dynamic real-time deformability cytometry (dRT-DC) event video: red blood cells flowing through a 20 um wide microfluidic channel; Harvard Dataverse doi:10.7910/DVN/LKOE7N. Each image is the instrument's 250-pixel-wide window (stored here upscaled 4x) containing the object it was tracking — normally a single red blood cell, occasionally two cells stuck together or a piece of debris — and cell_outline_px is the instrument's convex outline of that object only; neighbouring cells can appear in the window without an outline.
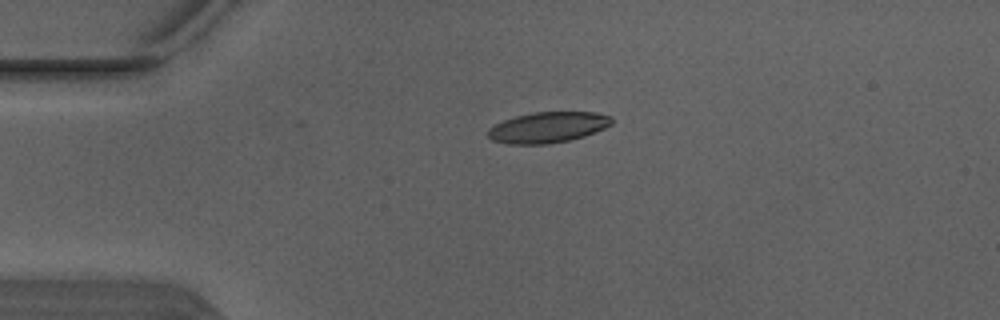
{"species": "Egyptian fruit bat (a non-hibernating species)", "species_latin": "Rousettus aegyptiacus", "temperature_condition": "warm", "stored_images_in_passage": 2, "camera_frame_rate_fps": 3000, "um_per_image_px": 0.085, "animal": {"sex": "male"}, "frame": {"image": 1, "passage_image": 1, "time_ms": 0.0, "image_size_px": [1000, 320], "cell_outline_px": [[612, 124], [604, 128], [584, 136], [568, 140], [548, 144], [508, 144], [492, 140], [484, 132], [488, 128], [504, 120], [516, 116], [532, 112], [596, 112], [612, 116]], "centroid_in_image_um": [46.54, 10.82], "position_along_channel_um": 38.5, "area_um2": 22.25}}